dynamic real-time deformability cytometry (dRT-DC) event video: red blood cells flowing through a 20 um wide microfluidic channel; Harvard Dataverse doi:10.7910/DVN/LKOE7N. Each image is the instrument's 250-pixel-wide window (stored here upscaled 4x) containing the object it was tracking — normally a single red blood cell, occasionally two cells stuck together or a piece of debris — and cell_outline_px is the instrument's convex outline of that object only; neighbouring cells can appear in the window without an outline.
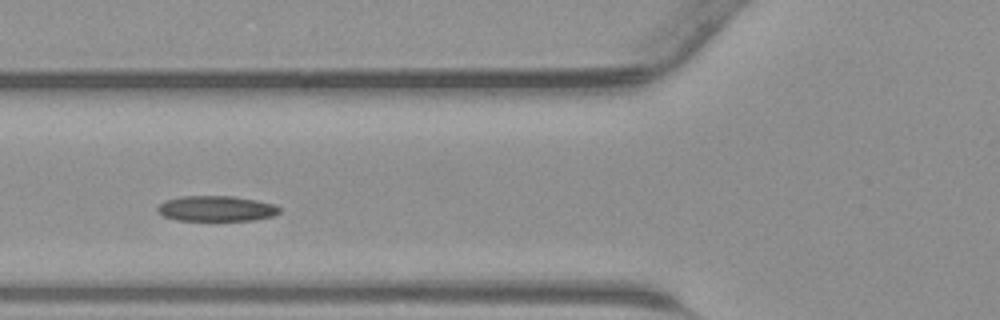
{"species": "common noctule bat (a hibernating species)", "species_latin": "Nyctalus noctula", "temperature_condition": "warm", "stored_images_in_passage": 17, "camera_frame_rate_fps": 3000, "um_per_image_px": 0.085, "animal": {"sex": "male", "body_mass_g": 23.1, "forearm_length_mm": 52.7}, "frame": {"image": 1, "passage_image": 10, "time_ms": 3.0, "image_size_px": [1000, 320], "cell_outline_px": [[280, 212], [276, 216], [252, 220], [176, 220], [164, 216], [156, 208], [164, 200], [180, 196], [232, 196], [256, 200], [276, 204], [280, 208]], "centroid_in_image_um": [18.42, 17.72], "position_along_channel_um": 107.4, "area_um2": 18.15}}